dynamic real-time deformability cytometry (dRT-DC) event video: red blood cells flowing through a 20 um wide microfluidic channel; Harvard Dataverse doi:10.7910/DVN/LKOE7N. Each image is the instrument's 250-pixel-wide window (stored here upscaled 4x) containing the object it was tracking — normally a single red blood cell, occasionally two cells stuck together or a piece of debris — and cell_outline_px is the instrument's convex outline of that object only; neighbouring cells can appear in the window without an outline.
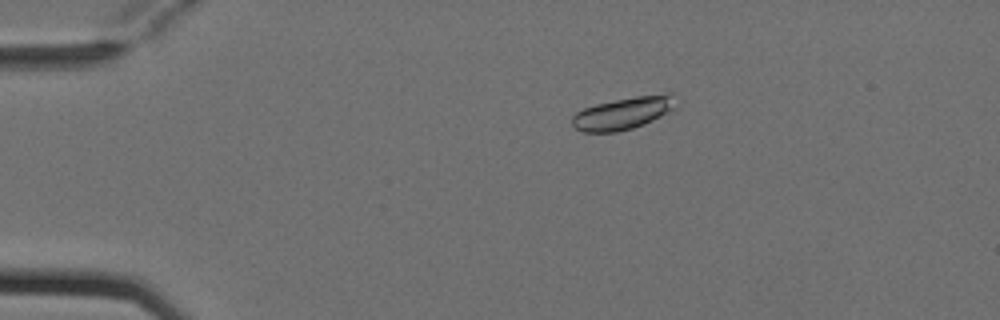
{"species": "Egyptian fruit bat (a non-hibernating species)", "species_latin": "Rousettus aegyptiacus", "temperature_condition": "cold", "stored_images_in_passage": 7, "camera_frame_rate_fps": 3000, "um_per_image_px": 0.085, "animal": {"sex": "female"}, "frame": {"image": 1, "passage_image": 4, "time_ms": 1.0, "image_size_px": [1000, 320], "cell_outline_px": [[680, 104], [672, 112], [644, 124], [632, 128], [616, 132], [584, 132], [576, 128], [572, 124], [572, 116], [576, 112], [584, 108], [596, 104], [636, 96], [668, 92], [672, 92]], "centroid_in_image_um": [53.08, 9.6], "position_along_channel_um": 31.9, "area_um2": 19.94}}
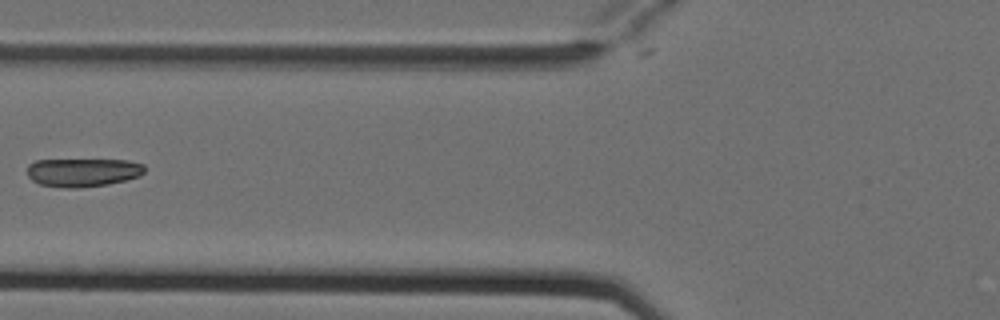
{"frame": {"image": 2, "passage_image": 7, "time_ms": 2.0, "image_size_px": [1000, 320], "cell_outline_px": [[144, 172], [140, 176], [128, 180], [108, 184], [80, 188], [64, 188], [40, 184], [32, 180], [28, 176], [28, 164], [36, 160], [128, 160], [144, 164]], "centroid_in_image_um": [7.06, 14.65], "position_along_channel_um": 118.7, "area_um2": 19.59}}